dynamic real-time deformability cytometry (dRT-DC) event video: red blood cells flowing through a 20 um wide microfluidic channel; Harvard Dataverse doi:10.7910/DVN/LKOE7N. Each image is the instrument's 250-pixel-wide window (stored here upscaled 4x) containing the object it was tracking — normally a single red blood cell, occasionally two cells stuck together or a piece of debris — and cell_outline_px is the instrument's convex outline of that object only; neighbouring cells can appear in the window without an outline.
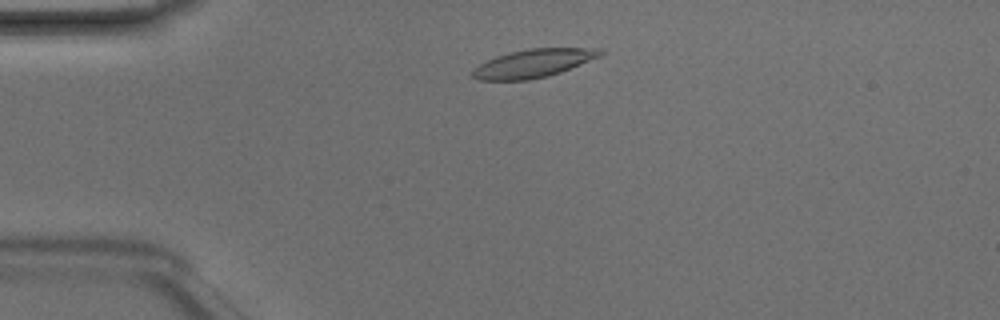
{"species": "Egyptian fruit bat (a non-hibernating species)", "species_latin": "Rousettus aegyptiacus", "temperature_condition": "room temperature", "stored_images_in_passage": 41, "camera_frame_rate_fps": 3000, "um_per_image_px": 0.085, "animal": {"sex": "male"}, "frame": {"image": 1, "passage_image": 4, "time_ms": 1.0, "image_size_px": [1000, 320], "cell_outline_px": [[604, 52], [600, 56], [560, 72], [548, 76], [528, 80], [480, 80], [472, 76], [472, 72], [480, 64], [496, 56], [508, 52], [528, 48], [596, 48]], "centroid_in_image_um": [45.32, 5.38], "position_along_channel_um": 39.7, "area_um2": 20.75}}
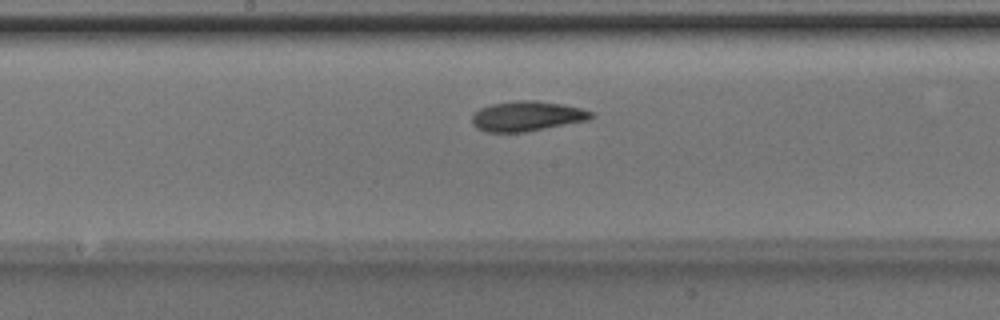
{"frame": {"image": 2, "passage_image": 18, "time_ms": 5.667, "image_size_px": [1000, 320], "cell_outline_px": [[596, 116], [588, 120], [528, 132], [484, 132], [476, 128], [472, 124], [472, 116], [480, 108], [492, 104], [516, 100], [536, 100], [564, 104], [580, 108], [592, 112]], "centroid_in_image_um": [44.8, 9.88], "position_along_channel_um": 203.4, "area_um2": 21.04}}
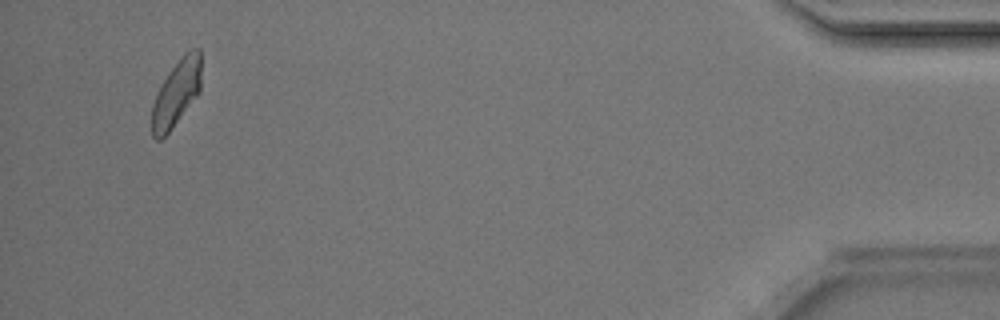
{"frame": {"image": 3, "passage_image": 39, "time_ms": 12.667, "image_size_px": [1000, 320], "cell_outline_px": [[200, 92], [172, 128], [160, 140], [156, 140], [152, 136], [152, 104], [156, 92], [168, 72], [184, 52], [192, 48], [200, 48]], "centroid_in_image_um": [14.98, 7.9], "position_along_channel_um": 420.2, "area_um2": 19.13}, "authors_computed_cell_mechanics": {"area_um2": 20.4034, "velocity_mm_per_s": 4.1793, "shape_relaxation_time_tau1_ms": 2.7956, "shape_relaxation_time_tau2_ms": 2.6508, "deformation_change_tau1": 0.1319, "deformation_change_tau2": 0.0969}}